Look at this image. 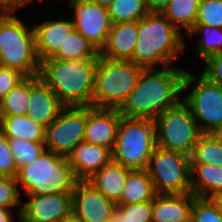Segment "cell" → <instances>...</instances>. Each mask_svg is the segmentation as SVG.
Returning a JSON list of instances; mask_svg holds the SVG:
<instances>
[{"mask_svg": "<svg viewBox=\"0 0 222 222\" xmlns=\"http://www.w3.org/2000/svg\"><path fill=\"white\" fill-rule=\"evenodd\" d=\"M193 193L157 194L152 201V222H190Z\"/></svg>", "mask_w": 222, "mask_h": 222, "instance_id": "obj_19", "label": "cell"}, {"mask_svg": "<svg viewBox=\"0 0 222 222\" xmlns=\"http://www.w3.org/2000/svg\"><path fill=\"white\" fill-rule=\"evenodd\" d=\"M59 222H83L76 214L71 212L69 215L65 216L61 221Z\"/></svg>", "mask_w": 222, "mask_h": 222, "instance_id": "obj_42", "label": "cell"}, {"mask_svg": "<svg viewBox=\"0 0 222 222\" xmlns=\"http://www.w3.org/2000/svg\"><path fill=\"white\" fill-rule=\"evenodd\" d=\"M18 186L16 177L0 175V207L12 209L17 206L18 211L16 216L20 217L22 200L19 197L20 191Z\"/></svg>", "mask_w": 222, "mask_h": 222, "instance_id": "obj_32", "label": "cell"}, {"mask_svg": "<svg viewBox=\"0 0 222 222\" xmlns=\"http://www.w3.org/2000/svg\"><path fill=\"white\" fill-rule=\"evenodd\" d=\"M8 144L18 169L30 164L46 150L45 142L8 138Z\"/></svg>", "mask_w": 222, "mask_h": 222, "instance_id": "obj_31", "label": "cell"}, {"mask_svg": "<svg viewBox=\"0 0 222 222\" xmlns=\"http://www.w3.org/2000/svg\"><path fill=\"white\" fill-rule=\"evenodd\" d=\"M201 0H171L162 14L172 23V25L184 34L194 27L196 23L197 11Z\"/></svg>", "mask_w": 222, "mask_h": 222, "instance_id": "obj_26", "label": "cell"}, {"mask_svg": "<svg viewBox=\"0 0 222 222\" xmlns=\"http://www.w3.org/2000/svg\"><path fill=\"white\" fill-rule=\"evenodd\" d=\"M0 129L7 138L45 142L46 129L27 115H1Z\"/></svg>", "mask_w": 222, "mask_h": 222, "instance_id": "obj_24", "label": "cell"}, {"mask_svg": "<svg viewBox=\"0 0 222 222\" xmlns=\"http://www.w3.org/2000/svg\"><path fill=\"white\" fill-rule=\"evenodd\" d=\"M205 68L202 74L212 83L222 87V53L209 56L205 61Z\"/></svg>", "mask_w": 222, "mask_h": 222, "instance_id": "obj_38", "label": "cell"}, {"mask_svg": "<svg viewBox=\"0 0 222 222\" xmlns=\"http://www.w3.org/2000/svg\"><path fill=\"white\" fill-rule=\"evenodd\" d=\"M199 33L202 37H196L197 42L192 49L196 52V55L198 54L201 57L200 59L205 61L213 54L222 53V28L210 27L206 24H195L187 35L192 38Z\"/></svg>", "mask_w": 222, "mask_h": 222, "instance_id": "obj_27", "label": "cell"}, {"mask_svg": "<svg viewBox=\"0 0 222 222\" xmlns=\"http://www.w3.org/2000/svg\"><path fill=\"white\" fill-rule=\"evenodd\" d=\"M212 199L215 201L216 205L218 206L220 214L222 216V194L216 195L212 197Z\"/></svg>", "mask_w": 222, "mask_h": 222, "instance_id": "obj_44", "label": "cell"}, {"mask_svg": "<svg viewBox=\"0 0 222 222\" xmlns=\"http://www.w3.org/2000/svg\"><path fill=\"white\" fill-rule=\"evenodd\" d=\"M145 67L99 55L95 69L92 106L120 109L137 85Z\"/></svg>", "mask_w": 222, "mask_h": 222, "instance_id": "obj_6", "label": "cell"}, {"mask_svg": "<svg viewBox=\"0 0 222 222\" xmlns=\"http://www.w3.org/2000/svg\"><path fill=\"white\" fill-rule=\"evenodd\" d=\"M137 39L138 22L112 24L100 56L110 60L133 61Z\"/></svg>", "mask_w": 222, "mask_h": 222, "instance_id": "obj_20", "label": "cell"}, {"mask_svg": "<svg viewBox=\"0 0 222 222\" xmlns=\"http://www.w3.org/2000/svg\"><path fill=\"white\" fill-rule=\"evenodd\" d=\"M111 24L138 22L149 13L146 0H113L107 7Z\"/></svg>", "mask_w": 222, "mask_h": 222, "instance_id": "obj_30", "label": "cell"}, {"mask_svg": "<svg viewBox=\"0 0 222 222\" xmlns=\"http://www.w3.org/2000/svg\"><path fill=\"white\" fill-rule=\"evenodd\" d=\"M33 0H0V6L5 11L15 12L19 10V8L26 6L29 3H32ZM18 9V10H17Z\"/></svg>", "mask_w": 222, "mask_h": 222, "instance_id": "obj_39", "label": "cell"}, {"mask_svg": "<svg viewBox=\"0 0 222 222\" xmlns=\"http://www.w3.org/2000/svg\"><path fill=\"white\" fill-rule=\"evenodd\" d=\"M29 101L30 77H25L0 100V114L12 116L26 115Z\"/></svg>", "mask_w": 222, "mask_h": 222, "instance_id": "obj_29", "label": "cell"}, {"mask_svg": "<svg viewBox=\"0 0 222 222\" xmlns=\"http://www.w3.org/2000/svg\"><path fill=\"white\" fill-rule=\"evenodd\" d=\"M191 222H222L215 201L212 198L195 197L191 209Z\"/></svg>", "mask_w": 222, "mask_h": 222, "instance_id": "obj_33", "label": "cell"}, {"mask_svg": "<svg viewBox=\"0 0 222 222\" xmlns=\"http://www.w3.org/2000/svg\"><path fill=\"white\" fill-rule=\"evenodd\" d=\"M86 121L87 106L64 107L46 128V150L67 156L76 145L84 141Z\"/></svg>", "mask_w": 222, "mask_h": 222, "instance_id": "obj_11", "label": "cell"}, {"mask_svg": "<svg viewBox=\"0 0 222 222\" xmlns=\"http://www.w3.org/2000/svg\"><path fill=\"white\" fill-rule=\"evenodd\" d=\"M157 195L146 169H133L129 172L121 199L116 205L153 201Z\"/></svg>", "mask_w": 222, "mask_h": 222, "instance_id": "obj_23", "label": "cell"}, {"mask_svg": "<svg viewBox=\"0 0 222 222\" xmlns=\"http://www.w3.org/2000/svg\"><path fill=\"white\" fill-rule=\"evenodd\" d=\"M11 209L0 207V222H15Z\"/></svg>", "mask_w": 222, "mask_h": 222, "instance_id": "obj_41", "label": "cell"}, {"mask_svg": "<svg viewBox=\"0 0 222 222\" xmlns=\"http://www.w3.org/2000/svg\"><path fill=\"white\" fill-rule=\"evenodd\" d=\"M25 196L20 216L25 222H59L72 212V193Z\"/></svg>", "mask_w": 222, "mask_h": 222, "instance_id": "obj_14", "label": "cell"}, {"mask_svg": "<svg viewBox=\"0 0 222 222\" xmlns=\"http://www.w3.org/2000/svg\"><path fill=\"white\" fill-rule=\"evenodd\" d=\"M186 69L168 66L162 69L145 68L135 88L119 109L129 118L155 120L165 110L176 106L182 99V81Z\"/></svg>", "mask_w": 222, "mask_h": 222, "instance_id": "obj_1", "label": "cell"}, {"mask_svg": "<svg viewBox=\"0 0 222 222\" xmlns=\"http://www.w3.org/2000/svg\"><path fill=\"white\" fill-rule=\"evenodd\" d=\"M89 1H92L106 8L113 2V0H89Z\"/></svg>", "mask_w": 222, "mask_h": 222, "instance_id": "obj_45", "label": "cell"}, {"mask_svg": "<svg viewBox=\"0 0 222 222\" xmlns=\"http://www.w3.org/2000/svg\"><path fill=\"white\" fill-rule=\"evenodd\" d=\"M195 24L222 28V0H201Z\"/></svg>", "mask_w": 222, "mask_h": 222, "instance_id": "obj_34", "label": "cell"}, {"mask_svg": "<svg viewBox=\"0 0 222 222\" xmlns=\"http://www.w3.org/2000/svg\"><path fill=\"white\" fill-rule=\"evenodd\" d=\"M126 222H152V201L117 205Z\"/></svg>", "mask_w": 222, "mask_h": 222, "instance_id": "obj_35", "label": "cell"}, {"mask_svg": "<svg viewBox=\"0 0 222 222\" xmlns=\"http://www.w3.org/2000/svg\"><path fill=\"white\" fill-rule=\"evenodd\" d=\"M40 78L65 106H92L97 60L40 61Z\"/></svg>", "mask_w": 222, "mask_h": 222, "instance_id": "obj_2", "label": "cell"}, {"mask_svg": "<svg viewBox=\"0 0 222 222\" xmlns=\"http://www.w3.org/2000/svg\"><path fill=\"white\" fill-rule=\"evenodd\" d=\"M5 12V10L0 6V16Z\"/></svg>", "mask_w": 222, "mask_h": 222, "instance_id": "obj_46", "label": "cell"}, {"mask_svg": "<svg viewBox=\"0 0 222 222\" xmlns=\"http://www.w3.org/2000/svg\"><path fill=\"white\" fill-rule=\"evenodd\" d=\"M120 117L119 109L87 106L84 141L113 151Z\"/></svg>", "mask_w": 222, "mask_h": 222, "instance_id": "obj_15", "label": "cell"}, {"mask_svg": "<svg viewBox=\"0 0 222 222\" xmlns=\"http://www.w3.org/2000/svg\"><path fill=\"white\" fill-rule=\"evenodd\" d=\"M100 51L75 28L66 36L60 52L54 57L62 60H98Z\"/></svg>", "mask_w": 222, "mask_h": 222, "instance_id": "obj_25", "label": "cell"}, {"mask_svg": "<svg viewBox=\"0 0 222 222\" xmlns=\"http://www.w3.org/2000/svg\"><path fill=\"white\" fill-rule=\"evenodd\" d=\"M64 107L39 74L30 76V101L26 114L28 117L46 129Z\"/></svg>", "mask_w": 222, "mask_h": 222, "instance_id": "obj_16", "label": "cell"}, {"mask_svg": "<svg viewBox=\"0 0 222 222\" xmlns=\"http://www.w3.org/2000/svg\"><path fill=\"white\" fill-rule=\"evenodd\" d=\"M16 180L25 195L72 193L78 181L67 156L47 150L19 168Z\"/></svg>", "mask_w": 222, "mask_h": 222, "instance_id": "obj_4", "label": "cell"}, {"mask_svg": "<svg viewBox=\"0 0 222 222\" xmlns=\"http://www.w3.org/2000/svg\"><path fill=\"white\" fill-rule=\"evenodd\" d=\"M146 171L157 194L191 192L190 157L156 147L149 158Z\"/></svg>", "mask_w": 222, "mask_h": 222, "instance_id": "obj_10", "label": "cell"}, {"mask_svg": "<svg viewBox=\"0 0 222 222\" xmlns=\"http://www.w3.org/2000/svg\"><path fill=\"white\" fill-rule=\"evenodd\" d=\"M109 222H126L122 214L116 209Z\"/></svg>", "mask_w": 222, "mask_h": 222, "instance_id": "obj_43", "label": "cell"}, {"mask_svg": "<svg viewBox=\"0 0 222 222\" xmlns=\"http://www.w3.org/2000/svg\"><path fill=\"white\" fill-rule=\"evenodd\" d=\"M190 164L222 167V134H202L190 156Z\"/></svg>", "mask_w": 222, "mask_h": 222, "instance_id": "obj_28", "label": "cell"}, {"mask_svg": "<svg viewBox=\"0 0 222 222\" xmlns=\"http://www.w3.org/2000/svg\"><path fill=\"white\" fill-rule=\"evenodd\" d=\"M171 0H146V4L149 12H159L167 7Z\"/></svg>", "mask_w": 222, "mask_h": 222, "instance_id": "obj_40", "label": "cell"}, {"mask_svg": "<svg viewBox=\"0 0 222 222\" xmlns=\"http://www.w3.org/2000/svg\"><path fill=\"white\" fill-rule=\"evenodd\" d=\"M157 147L155 122L122 116L117 127L112 161L130 169H146Z\"/></svg>", "mask_w": 222, "mask_h": 222, "instance_id": "obj_7", "label": "cell"}, {"mask_svg": "<svg viewBox=\"0 0 222 222\" xmlns=\"http://www.w3.org/2000/svg\"><path fill=\"white\" fill-rule=\"evenodd\" d=\"M68 5L74 11V28L101 51L112 26L107 8L89 0H73Z\"/></svg>", "mask_w": 222, "mask_h": 222, "instance_id": "obj_12", "label": "cell"}, {"mask_svg": "<svg viewBox=\"0 0 222 222\" xmlns=\"http://www.w3.org/2000/svg\"><path fill=\"white\" fill-rule=\"evenodd\" d=\"M24 78L25 76L19 71L0 66V100Z\"/></svg>", "mask_w": 222, "mask_h": 222, "instance_id": "obj_37", "label": "cell"}, {"mask_svg": "<svg viewBox=\"0 0 222 222\" xmlns=\"http://www.w3.org/2000/svg\"><path fill=\"white\" fill-rule=\"evenodd\" d=\"M18 168L8 144V138L0 129V175L16 177Z\"/></svg>", "mask_w": 222, "mask_h": 222, "instance_id": "obj_36", "label": "cell"}, {"mask_svg": "<svg viewBox=\"0 0 222 222\" xmlns=\"http://www.w3.org/2000/svg\"><path fill=\"white\" fill-rule=\"evenodd\" d=\"M34 28L25 26L12 11L0 16V66L15 69L25 77L38 75Z\"/></svg>", "mask_w": 222, "mask_h": 222, "instance_id": "obj_5", "label": "cell"}, {"mask_svg": "<svg viewBox=\"0 0 222 222\" xmlns=\"http://www.w3.org/2000/svg\"><path fill=\"white\" fill-rule=\"evenodd\" d=\"M191 193L203 198H212L222 194V167L191 164Z\"/></svg>", "mask_w": 222, "mask_h": 222, "instance_id": "obj_22", "label": "cell"}, {"mask_svg": "<svg viewBox=\"0 0 222 222\" xmlns=\"http://www.w3.org/2000/svg\"><path fill=\"white\" fill-rule=\"evenodd\" d=\"M157 146L191 156L202 135L190 108L181 100L155 120Z\"/></svg>", "mask_w": 222, "mask_h": 222, "instance_id": "obj_9", "label": "cell"}, {"mask_svg": "<svg viewBox=\"0 0 222 222\" xmlns=\"http://www.w3.org/2000/svg\"><path fill=\"white\" fill-rule=\"evenodd\" d=\"M131 170L128 167L111 161L87 181L106 198L117 203L122 197L127 176Z\"/></svg>", "mask_w": 222, "mask_h": 222, "instance_id": "obj_21", "label": "cell"}, {"mask_svg": "<svg viewBox=\"0 0 222 222\" xmlns=\"http://www.w3.org/2000/svg\"><path fill=\"white\" fill-rule=\"evenodd\" d=\"M18 222H25L21 217H17Z\"/></svg>", "mask_w": 222, "mask_h": 222, "instance_id": "obj_47", "label": "cell"}, {"mask_svg": "<svg viewBox=\"0 0 222 222\" xmlns=\"http://www.w3.org/2000/svg\"><path fill=\"white\" fill-rule=\"evenodd\" d=\"M188 88H191L190 92ZM186 90L188 93L182 101L190 108L201 133L222 134V87L212 83L202 73L196 75L185 70L182 92Z\"/></svg>", "mask_w": 222, "mask_h": 222, "instance_id": "obj_8", "label": "cell"}, {"mask_svg": "<svg viewBox=\"0 0 222 222\" xmlns=\"http://www.w3.org/2000/svg\"><path fill=\"white\" fill-rule=\"evenodd\" d=\"M116 206L88 181H77L72 191V212L83 222H109Z\"/></svg>", "mask_w": 222, "mask_h": 222, "instance_id": "obj_13", "label": "cell"}, {"mask_svg": "<svg viewBox=\"0 0 222 222\" xmlns=\"http://www.w3.org/2000/svg\"><path fill=\"white\" fill-rule=\"evenodd\" d=\"M47 20L32 24L35 31L36 52L40 61L54 58L74 29L72 19Z\"/></svg>", "mask_w": 222, "mask_h": 222, "instance_id": "obj_18", "label": "cell"}, {"mask_svg": "<svg viewBox=\"0 0 222 222\" xmlns=\"http://www.w3.org/2000/svg\"><path fill=\"white\" fill-rule=\"evenodd\" d=\"M78 181H87L112 161V151L106 147L87 143L76 145L67 155Z\"/></svg>", "mask_w": 222, "mask_h": 222, "instance_id": "obj_17", "label": "cell"}, {"mask_svg": "<svg viewBox=\"0 0 222 222\" xmlns=\"http://www.w3.org/2000/svg\"><path fill=\"white\" fill-rule=\"evenodd\" d=\"M183 34L159 12H149L138 21V39L133 62L145 68L168 67L186 48Z\"/></svg>", "mask_w": 222, "mask_h": 222, "instance_id": "obj_3", "label": "cell"}]
</instances>
